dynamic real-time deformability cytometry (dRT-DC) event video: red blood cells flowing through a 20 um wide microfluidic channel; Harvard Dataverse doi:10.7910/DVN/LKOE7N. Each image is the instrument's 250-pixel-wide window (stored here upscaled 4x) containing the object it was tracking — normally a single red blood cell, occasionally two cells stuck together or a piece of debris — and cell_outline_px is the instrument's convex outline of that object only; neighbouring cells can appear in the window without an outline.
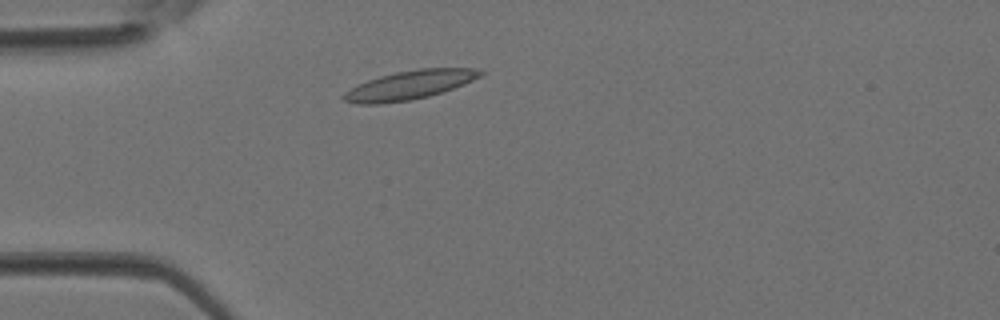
{"species": "Egyptian fruit bat (a non-hibernating species)", "species_latin": "Rousettus aegyptiacus", "temperature_condition": "room temperature", "stored_images_in_passage": 1, "camera_frame_rate_fps": 3000, "um_per_image_px": 0.085, "animal": {"sex": "female"}, "frame": {"image": 1, "passage_image": 1, "time_ms": 0.0, "image_size_px": [1000, 320], "cell_outline_px": [[488, 72], [464, 84], [428, 96], [412, 100], [380, 104], [356, 104], [344, 100], [340, 96], [344, 92], [368, 80], [380, 76], [396, 72], [420, 68], [476, 68]], "centroid_in_image_um": [34.82, 7.23], "position_along_channel_um": 50.2, "area_um2": 22.89}}